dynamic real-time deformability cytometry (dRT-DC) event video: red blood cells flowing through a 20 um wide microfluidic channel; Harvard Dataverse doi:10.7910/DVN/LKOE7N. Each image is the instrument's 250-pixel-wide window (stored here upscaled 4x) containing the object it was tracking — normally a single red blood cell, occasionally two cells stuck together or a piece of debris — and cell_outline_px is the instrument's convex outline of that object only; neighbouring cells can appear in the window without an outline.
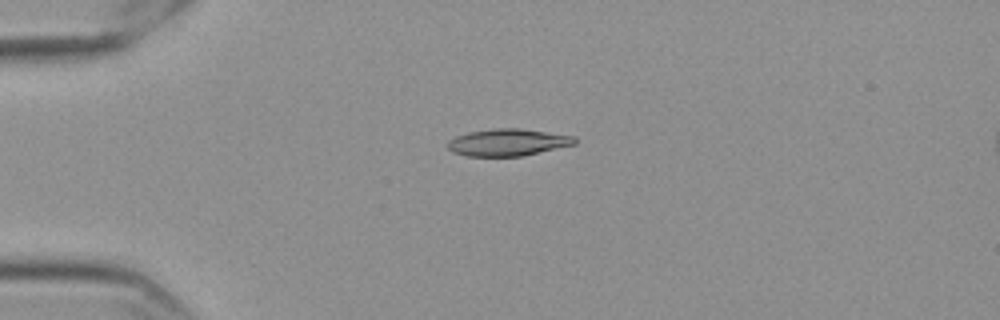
{"species": "Egyptian fruit bat (a non-hibernating species)", "species_latin": "Rousettus aegyptiacus", "temperature_condition": "cold", "stored_images_in_passage": 44, "camera_frame_rate_fps": 3000, "um_per_image_px": 0.085, "frame": {"image": 1, "passage_image": 1, "time_ms": 0.0, "image_size_px": [1000, 320], "cell_outline_px": [[576, 144], [524, 156], [468, 156], [452, 152], [448, 148], [448, 140], [456, 136], [468, 132], [492, 128], [520, 128], [576, 136]], "centroid_in_image_um": [43.18, 12.1], "position_along_channel_um": 41.8, "area_um2": 20.17}}
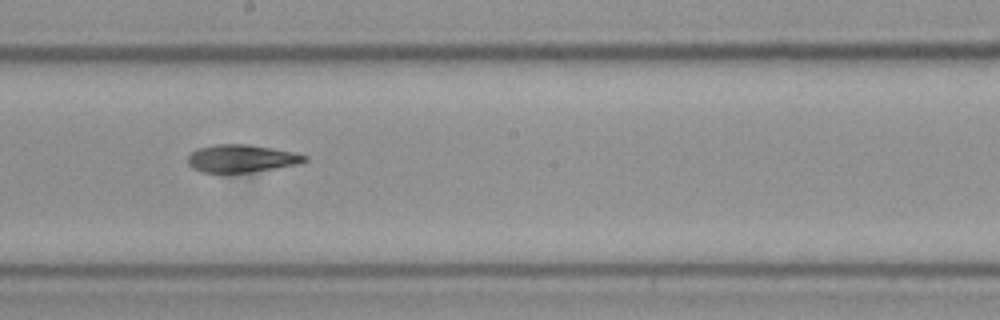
{"frame": {"image": 2, "passage_image": 19, "time_ms": 6.0, "image_size_px": [1000, 320], "cell_outline_px": [[308, 160], [296, 164], [276, 168], [248, 172], [204, 172], [192, 168], [188, 164], [188, 156], [196, 148], [212, 144], [248, 144], [272, 148], [292, 152], [308, 156]], "centroid_in_image_um": [20.49, 13.45], "position_along_channel_um": 227.7, "area_um2": 18.73}}
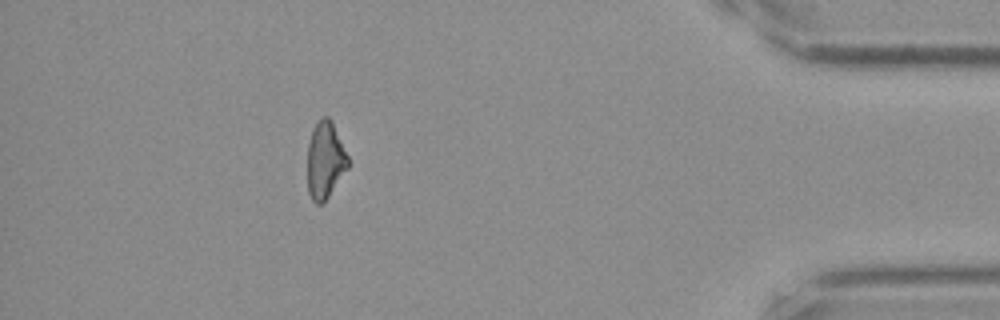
{"frame": {"image": 3, "passage_image": 38, "time_ms": 12.333, "image_size_px": [1000, 320], "cell_outline_px": [[348, 168], [328, 196], [320, 204], [316, 204], [312, 200], [308, 192], [308, 144], [312, 128], [320, 116], [328, 116], [332, 120], [348, 156]], "centroid_in_image_um": [27.63, 13.56], "position_along_channel_um": 407.6, "area_um2": 18.21}, "authors_computed_cell_mechanics": {"area_um2": 19.2474, "velocity_mm_per_s": 3.5804, "shape_relaxation_time_tau1_ms": 4.5518, "shape_relaxation_time_tau2_ms": 4.7841, "deformation_change_tau1": 0.151, "deformation_change_tau2": 0.1309}}